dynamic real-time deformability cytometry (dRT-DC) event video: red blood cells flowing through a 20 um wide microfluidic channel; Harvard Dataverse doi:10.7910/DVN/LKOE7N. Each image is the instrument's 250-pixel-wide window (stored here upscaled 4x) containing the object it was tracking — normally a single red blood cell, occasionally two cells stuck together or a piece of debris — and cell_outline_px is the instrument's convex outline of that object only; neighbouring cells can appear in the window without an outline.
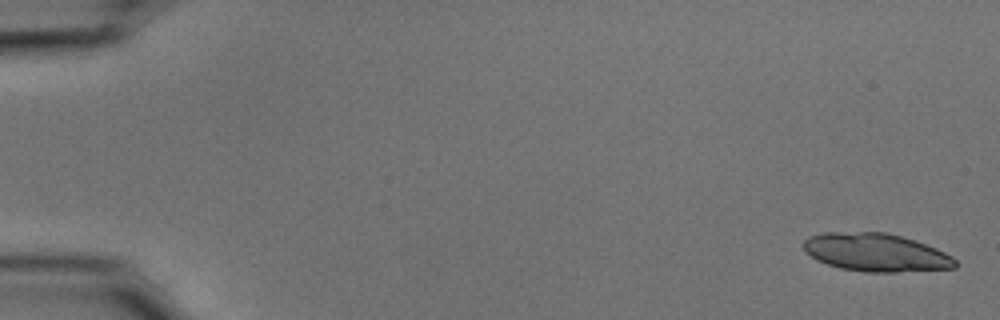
{"species": "common noctule bat (a hibernating species)", "species_latin": "Nyctalus noctula", "temperature_condition": "cold", "stored_images_in_passage": 22, "camera_frame_rate_fps": 3000, "um_per_image_px": 0.085, "animal": {"sex": "male", "body_mass_g": 15.6}, "frame": {"image": 1, "passage_image": 2, "time_ms": 0.333, "image_size_px": [1000, 320], "cell_outline_px": [[956, 268], [896, 272], [864, 272], [840, 268], [816, 260], [804, 252], [804, 240], [808, 236], [824, 232], [888, 232], [936, 248], [952, 256], [956, 260]], "centroid_in_image_um": [74.42, 21.46], "position_along_channel_um": 10.6, "area_um2": 33.7}}